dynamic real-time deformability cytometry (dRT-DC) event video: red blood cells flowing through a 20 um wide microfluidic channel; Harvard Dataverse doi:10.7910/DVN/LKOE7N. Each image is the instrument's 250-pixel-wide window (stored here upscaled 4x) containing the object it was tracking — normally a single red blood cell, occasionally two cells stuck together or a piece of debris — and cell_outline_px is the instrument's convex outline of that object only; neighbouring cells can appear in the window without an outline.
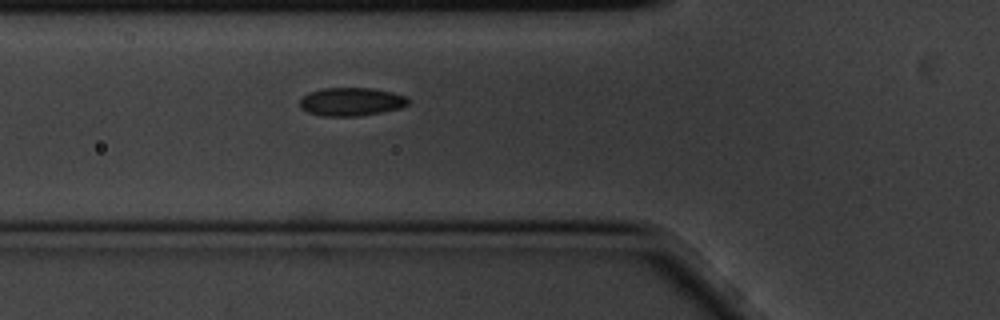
{"species": "common noctule bat (a hibernating species)", "species_latin": "Nyctalus noctula", "temperature_condition": "cold", "stored_images_in_passage": 6, "camera_frame_rate_fps": 3000, "um_per_image_px": 0.085, "animal": {"sex": "male", "body_mass_g": 20.1, "forearm_length_mm": 53.5}, "frame": {"image": 1, "passage_image": 6, "time_ms": 1.667, "image_size_px": [1000, 320], "cell_outline_px": [[408, 104], [400, 108], [360, 116], [320, 116], [308, 112], [300, 108], [300, 96], [308, 92], [320, 88], [372, 88], [392, 92], [408, 96]], "centroid_in_image_um": [29.81, 8.64], "position_along_channel_um": 96.0, "area_um2": 18.09}}